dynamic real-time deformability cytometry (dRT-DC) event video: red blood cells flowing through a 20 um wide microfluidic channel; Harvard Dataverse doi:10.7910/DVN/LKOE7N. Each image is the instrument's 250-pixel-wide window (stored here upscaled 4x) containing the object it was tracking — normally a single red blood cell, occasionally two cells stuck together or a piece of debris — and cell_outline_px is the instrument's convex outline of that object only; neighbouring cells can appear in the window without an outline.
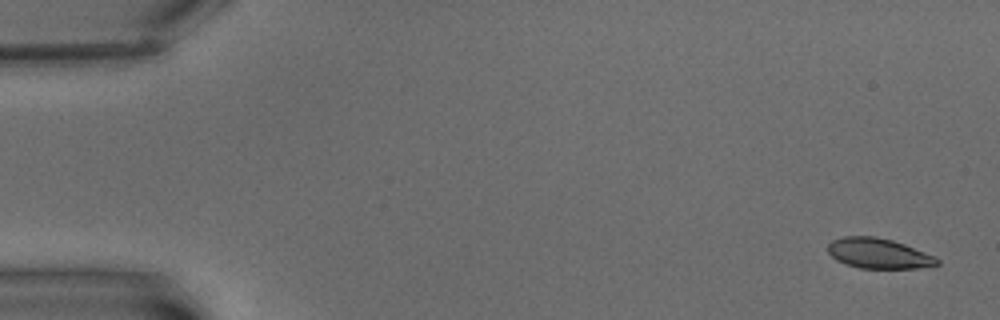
{"species": "common noctule bat (a hibernating species)", "species_latin": "Nyctalus noctula", "temperature_condition": "warm", "stored_images_in_passage": 6, "camera_frame_rate_fps": 3000, "um_per_image_px": 0.085, "animal": {"sex": "male", "body_mass_g": 15.6}, "frame": {"image": 1, "passage_image": 1, "time_ms": 0.0, "image_size_px": [1000, 320], "cell_outline_px": [[940, 264], [916, 268], [860, 268], [836, 260], [828, 252], [828, 244], [832, 240], [844, 236], [876, 236], [892, 240], [904, 244], [936, 256], [940, 260]], "centroid_in_image_um": [74.69, 21.53], "position_along_channel_um": 10.3, "area_um2": 19.19}}
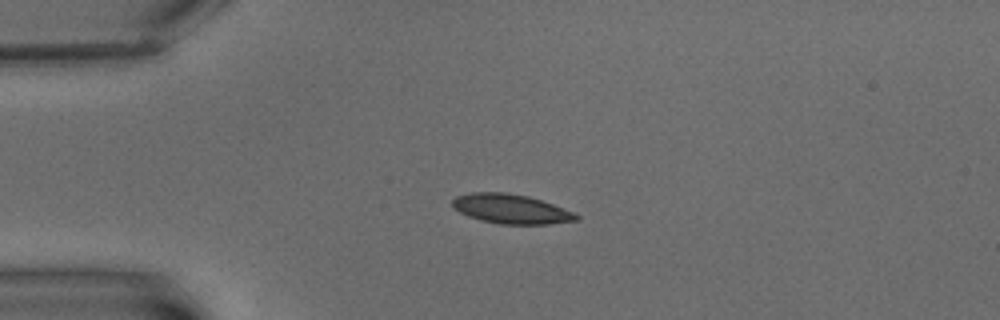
{"frame": {"image": 2, "passage_image": 5, "time_ms": 4.667, "image_size_px": [1000, 320], "cell_outline_px": [[580, 220], [548, 224], [500, 224], [480, 220], [468, 216], [452, 208], [452, 200], [456, 196], [472, 192], [508, 192], [528, 196], [552, 204], [572, 212], [580, 216]], "centroid_in_image_um": [43.4, 17.76], "position_along_channel_um": 41.6, "area_um2": 21.27}}